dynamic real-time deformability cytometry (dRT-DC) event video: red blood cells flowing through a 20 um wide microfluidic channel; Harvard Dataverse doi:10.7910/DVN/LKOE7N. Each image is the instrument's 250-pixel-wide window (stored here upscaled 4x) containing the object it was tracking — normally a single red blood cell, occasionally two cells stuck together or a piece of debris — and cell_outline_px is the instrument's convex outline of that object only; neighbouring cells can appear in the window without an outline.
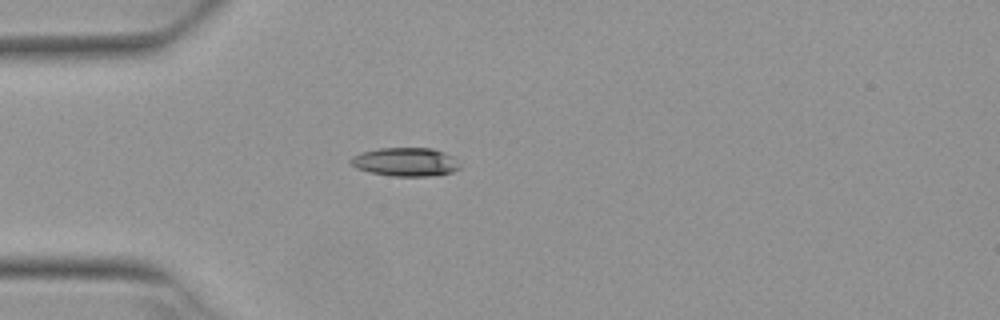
{"species": "Egyptian fruit bat (a non-hibernating species)", "species_latin": "Rousettus aegyptiacus", "temperature_condition": "warm", "stored_images_in_passage": 1, "camera_frame_rate_fps": 3000, "um_per_image_px": 0.085, "animal": {"sex": "female"}, "frame": {"image": 1, "passage_image": 1, "time_ms": 0.0, "image_size_px": [1000, 320], "cell_outline_px": [[460, 168], [452, 172], [428, 176], [392, 176], [368, 172], [356, 168], [348, 160], [352, 156], [360, 152], [380, 148], [432, 148], [444, 152], [452, 156], [460, 164]], "centroid_in_image_um": [34.44, 13.76], "position_along_channel_um": 50.6, "area_um2": 18.26}}